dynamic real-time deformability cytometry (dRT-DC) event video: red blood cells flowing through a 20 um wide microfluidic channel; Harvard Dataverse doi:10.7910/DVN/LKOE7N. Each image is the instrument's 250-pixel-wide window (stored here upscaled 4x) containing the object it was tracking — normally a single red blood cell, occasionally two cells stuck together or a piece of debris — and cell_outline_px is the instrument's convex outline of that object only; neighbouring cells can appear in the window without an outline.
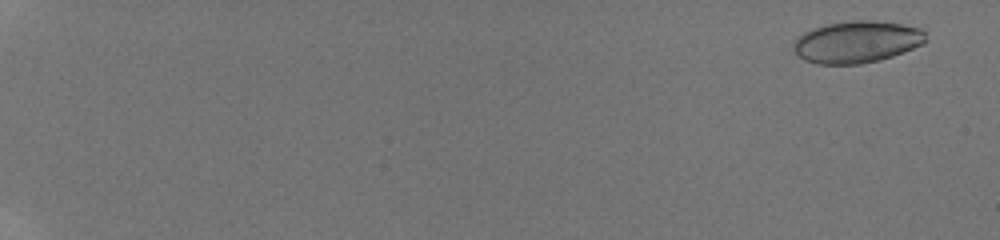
{"species": "human", "species_latin": "Homo sapiens", "temperature_condition": "room temperature", "stored_images_in_passage": 74, "camera_frame_rate_fps": 3000, "um_per_image_px": 0.085, "donor": {"sex": "male"}, "frame": {"image": 1, "passage_image": 3, "time_ms": 0.667, "image_size_px": [1000, 240], "cell_outline_px": [[928, 40], [912, 48], [892, 56], [880, 60], [860, 64], [816, 64], [804, 60], [792, 48], [796, 36], [812, 28], [828, 24], [852, 20], [876, 20], [900, 24], [920, 28], [924, 32]], "centroid_in_image_um": [72.8, 3.56], "position_along_channel_um": 12.2, "area_um2": 32.31}}
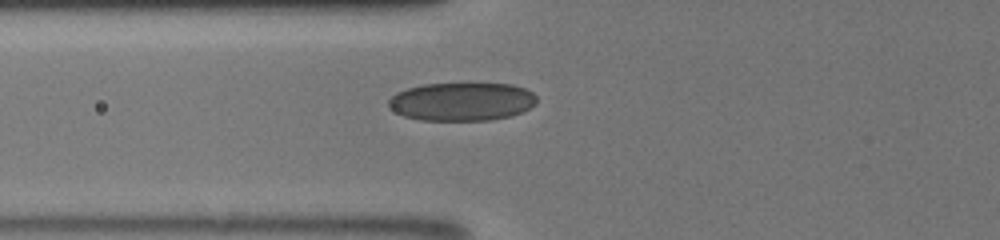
{"frame": {"image": 2, "passage_image": 39, "time_ms": 8.0, "image_size_px": [1000, 240], "cell_outline_px": [[536, 104], [524, 112], [512, 116], [488, 120], [420, 120], [404, 116], [396, 112], [388, 104], [388, 100], [396, 92], [408, 88], [424, 84], [512, 84], [524, 88], [532, 92], [536, 96]], "centroid_in_image_um": [39.28, 8.64], "position_along_channel_um": 86.5, "area_um2": 33.06}}
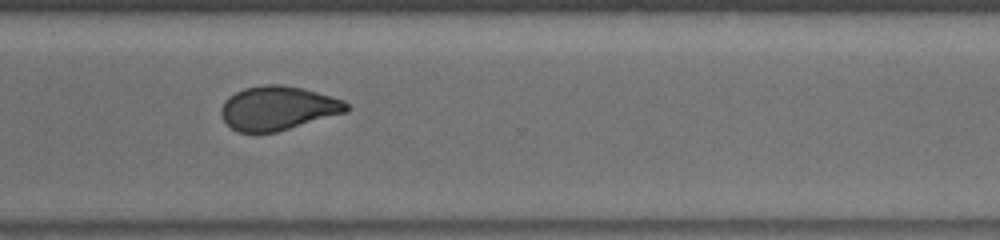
{"frame": {"image": 3, "passage_image": 73, "time_ms": 14.333, "image_size_px": [1000, 240], "cell_outline_px": [[352, 108], [348, 112], [276, 132], [236, 132], [224, 120], [220, 112], [220, 108], [224, 100], [228, 96], [244, 88], [264, 84], [284, 84], [332, 96], [344, 100]], "centroid_in_image_um": [23.63, 9.18], "position_along_channel_um": 347.0, "area_um2": 32.31}}